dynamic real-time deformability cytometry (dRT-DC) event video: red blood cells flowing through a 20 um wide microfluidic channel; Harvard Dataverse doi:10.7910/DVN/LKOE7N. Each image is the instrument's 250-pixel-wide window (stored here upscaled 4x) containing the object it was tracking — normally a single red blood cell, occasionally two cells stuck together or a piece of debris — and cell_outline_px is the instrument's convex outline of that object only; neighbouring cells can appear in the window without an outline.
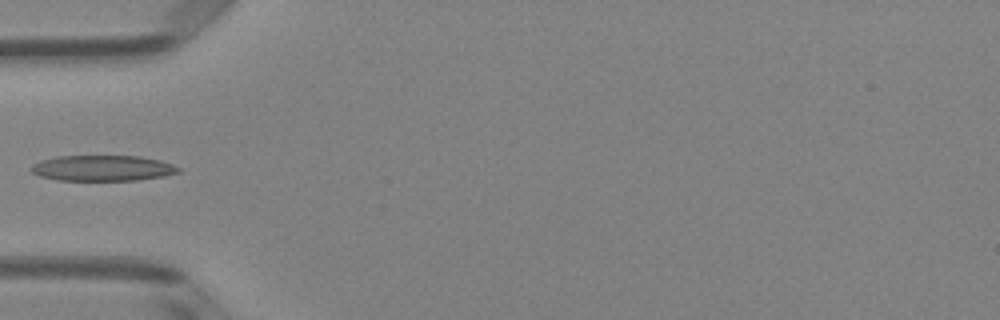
{"species": "Egyptian fruit bat (a non-hibernating species)", "species_latin": "Rousettus aegyptiacus", "temperature_condition": "room temperature", "stored_images_in_passage": 28, "camera_frame_rate_fps": 3000, "um_per_image_px": 0.085, "animal": {"sex": "female"}, "frame": {"image": 1, "passage_image": 1, "time_ms": 0.0, "image_size_px": [1000, 320], "cell_outline_px": [[180, 172], [164, 176], [136, 180], [56, 180], [40, 176], [32, 172], [28, 168], [32, 164], [40, 160], [56, 156], [140, 156], [160, 160], [172, 164], [180, 168]], "centroid_in_image_um": [8.69, 14.28], "position_along_channel_um": 76.3, "area_um2": 22.14}}
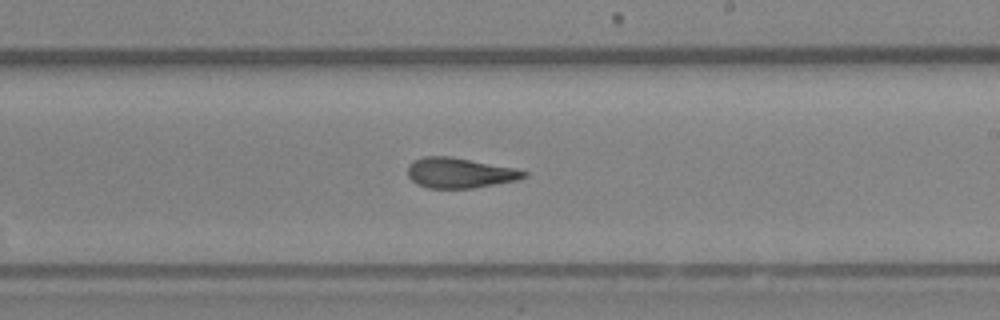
{"frame": {"image": 2, "passage_image": 14, "time_ms": 4.333, "image_size_px": [1000, 320], "cell_outline_px": [[528, 176], [516, 180], [472, 188], [428, 188], [416, 184], [408, 176], [408, 164], [412, 160], [424, 156], [448, 156], [516, 168], [528, 172]], "centroid_in_image_um": [39.05, 14.69], "position_along_channel_um": 250.0, "area_um2": 20.46}}
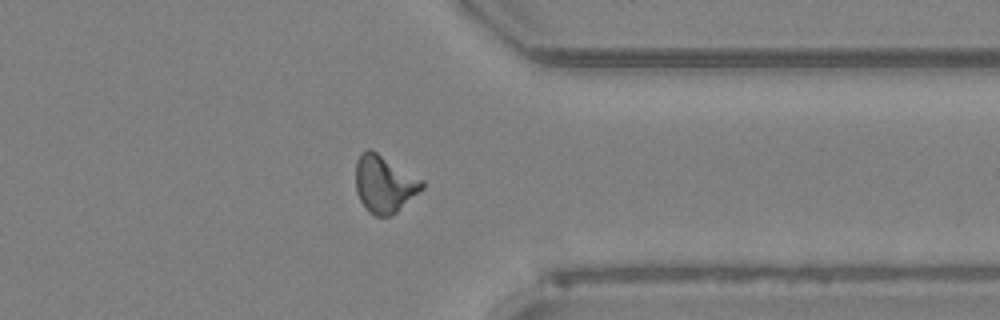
{"frame": {"image": 3, "passage_image": 24, "time_ms": 7.667, "image_size_px": [1000, 320], "cell_outline_px": [[424, 188], [396, 212], [388, 216], [376, 216], [368, 212], [360, 200], [356, 192], [356, 160], [360, 152], [368, 148], [372, 148], [424, 180]], "centroid_in_image_um": [32.66, 15.6], "position_along_channel_um": 378.7, "area_um2": 22.43}}